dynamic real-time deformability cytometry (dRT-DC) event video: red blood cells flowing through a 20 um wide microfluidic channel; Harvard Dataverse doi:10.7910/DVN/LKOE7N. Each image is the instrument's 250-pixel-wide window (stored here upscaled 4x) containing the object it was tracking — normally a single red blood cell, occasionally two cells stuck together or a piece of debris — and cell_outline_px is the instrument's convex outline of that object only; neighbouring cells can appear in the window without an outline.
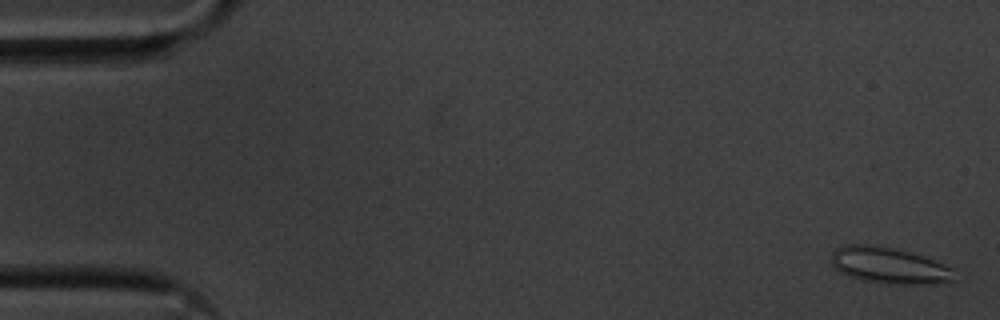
{"species": "common noctule bat (a hibernating species)", "species_latin": "Nyctalus noctula", "temperature_condition": "cold", "stored_images_in_passage": 56, "camera_frame_rate_fps": 3000, "um_per_image_px": 0.085, "animal": {"sex": "male", "body_mass_g": 20.1, "forearm_length_mm": 53.5}, "frame": {"image": 1, "passage_image": 2, "time_ms": 0.333, "image_size_px": [1000, 320], "cell_outline_px": [[956, 280], [936, 284], [896, 284], [864, 280], [840, 272], [832, 264], [832, 252], [836, 248], [848, 244], [864, 244], [892, 248], [924, 256], [952, 268]], "centroid_in_image_um": [75.6, 22.57], "position_along_channel_um": 9.4, "area_um2": 25.66}}
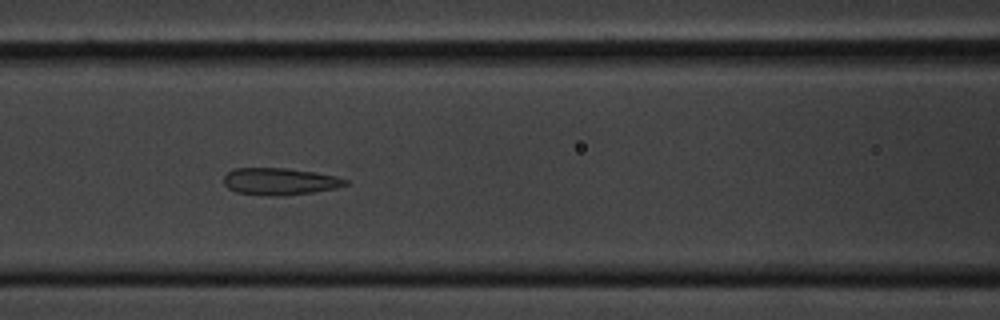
{"frame": {"image": 2, "passage_image": 24, "time_ms": 7.667, "image_size_px": [1000, 320], "cell_outline_px": [[348, 184], [336, 188], [312, 192], [280, 196], [268, 196], [236, 192], [228, 188], [224, 184], [224, 176], [232, 168], [284, 168], [316, 172], [336, 176], [348, 180]], "centroid_in_image_um": [23.77, 15.42], "position_along_channel_um": 142.8, "area_um2": 19.19}}
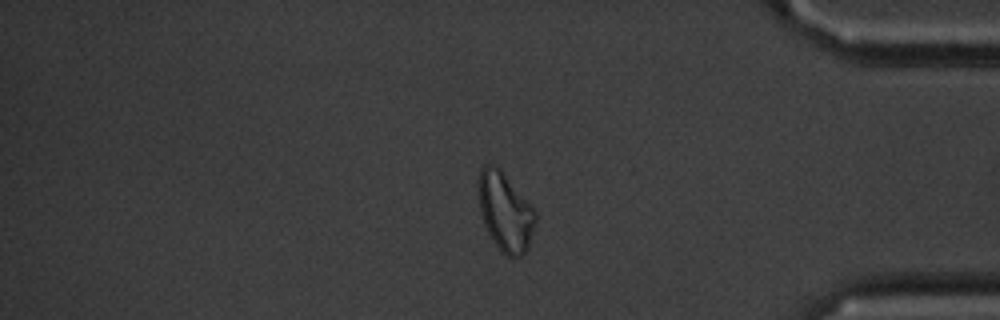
{"frame": {"image": 3, "passage_image": 47, "time_ms": 15.333, "image_size_px": [1000, 320], "cell_outline_px": [[536, 220], [528, 248], [520, 256], [508, 256], [492, 240], [484, 224], [480, 212], [476, 188], [476, 184], [480, 168], [484, 164], [492, 164], [500, 168], [536, 212]], "centroid_in_image_um": [42.89, 17.94], "position_along_channel_um": 392.3, "area_um2": 26.07}, "authors_computed_cell_mechanics": {"area_um2": 22.3686, "velocity_mm_per_s": 3.5849, "shape_relaxation_time_tau1_ms": null, "shape_relaxation_time_tau2_ms": 2.3232, "deformation_change_tau1": null, "deformation_change_tau2": 0.0996}}